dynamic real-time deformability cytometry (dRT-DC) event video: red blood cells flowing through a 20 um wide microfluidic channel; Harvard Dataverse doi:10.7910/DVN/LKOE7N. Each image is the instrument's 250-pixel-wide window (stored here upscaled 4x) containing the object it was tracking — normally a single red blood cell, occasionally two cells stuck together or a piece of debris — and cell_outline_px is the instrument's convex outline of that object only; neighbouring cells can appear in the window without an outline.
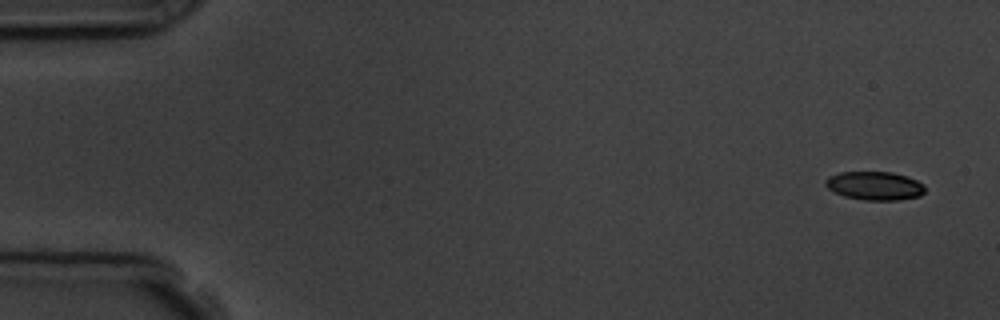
{"species": "common noctule bat (a hibernating species)", "species_latin": "Nyctalus noctula", "temperature_condition": "room temperature", "stored_images_in_passage": 5, "camera_frame_rate_fps": 3000, "um_per_image_px": 0.085, "animal": {"sex": "male", "body_mass_g": 19.5, "forearm_length_mm": 54.6}, "frame": {"image": 1, "passage_image": 1, "time_ms": 0.0, "image_size_px": [1000, 320], "cell_outline_px": [[924, 192], [920, 196], [900, 200], [864, 200], [844, 196], [832, 192], [824, 184], [824, 180], [828, 176], [840, 172], [892, 172], [908, 176], [924, 184]], "centroid_in_image_um": [74.33, 15.79], "position_along_channel_um": 10.7, "area_um2": 16.76}}
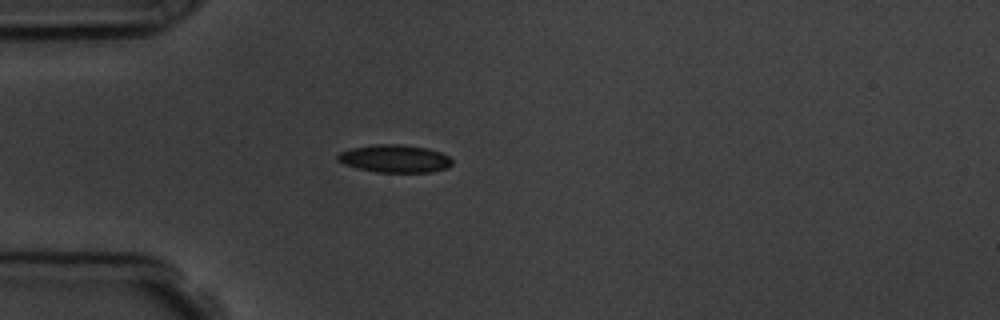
{"frame": {"image": 2, "passage_image": 5, "time_ms": 4.333, "image_size_px": [1000, 320], "cell_outline_px": [[452, 164], [448, 168], [432, 172], [376, 172], [356, 168], [344, 164], [336, 160], [336, 156], [340, 152], [352, 148], [372, 144], [400, 144], [428, 148], [440, 152], [448, 156], [452, 160]], "centroid_in_image_um": [33.54, 13.48], "position_along_channel_um": 51.5, "area_um2": 18.67}}